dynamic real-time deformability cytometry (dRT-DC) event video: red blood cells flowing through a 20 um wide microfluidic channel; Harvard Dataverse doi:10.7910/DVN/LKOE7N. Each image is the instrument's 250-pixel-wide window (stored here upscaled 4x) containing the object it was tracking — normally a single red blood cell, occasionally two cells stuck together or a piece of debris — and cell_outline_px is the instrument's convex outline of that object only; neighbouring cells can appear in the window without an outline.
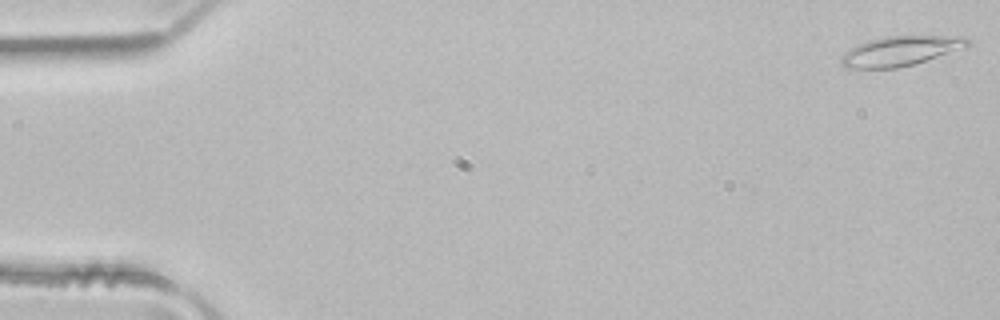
{"species": "common noctule bat (a hibernating species)", "species_latin": "Nyctalus noctula", "temperature_condition": "room temperature", "stored_images_in_passage": 5, "camera_frame_rate_fps": 3000, "um_per_image_px": 0.085, "animal": {"sex": "male", "body_mass_g": 21.5, "forearm_length_mm": 52.0}, "frame": {"image": 1, "passage_image": 1, "time_ms": 0.0, "image_size_px": [1000, 320], "cell_outline_px": [[972, 44], [964, 48], [912, 64], [896, 68], [844, 68], [840, 64], [840, 56], [844, 52], [868, 40], [884, 36], [964, 36]], "centroid_in_image_um": [76.51, 4.33], "position_along_channel_um": 8.5, "area_um2": 21.73}}